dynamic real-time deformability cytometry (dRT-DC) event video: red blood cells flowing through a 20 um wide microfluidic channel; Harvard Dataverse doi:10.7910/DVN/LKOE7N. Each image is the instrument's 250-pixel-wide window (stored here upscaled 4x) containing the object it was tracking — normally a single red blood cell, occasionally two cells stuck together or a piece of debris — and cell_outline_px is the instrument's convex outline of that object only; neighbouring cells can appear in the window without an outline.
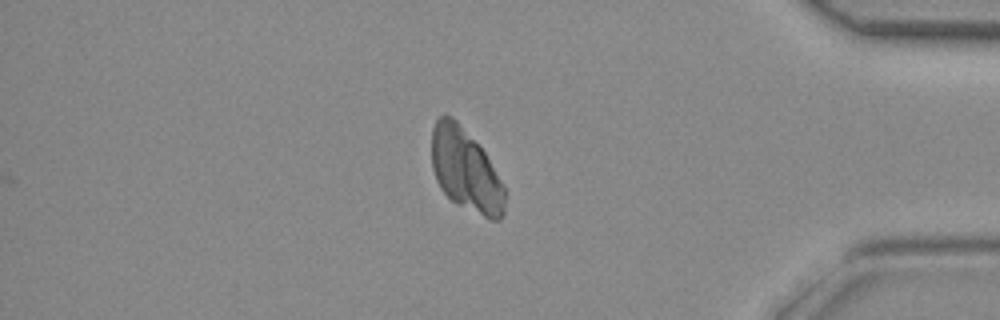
{"species": "common noctule bat (a hibernating species)", "species_latin": "Nyctalus noctula", "temperature_condition": "room temperature", "stored_images_in_passage": 40, "camera_frame_rate_fps": 3000, "um_per_image_px": 0.085, "animal": {"sex": "female", "body_mass_g": 29.2, "forearm_length_mm": 56.3}, "frame": {"image": 1, "passage_image": 34, "time_ms": 11.0, "image_size_px": [1000, 320], "cell_outline_px": [[504, 216], [500, 220], [492, 220], [456, 204], [440, 188], [436, 180], [432, 168], [432, 128], [436, 120], [444, 112], [452, 116], [456, 120], [484, 152], [504, 188]], "centroid_in_image_um": [39.55, 14.46], "position_along_channel_um": 395.7, "area_um2": 34.8}}
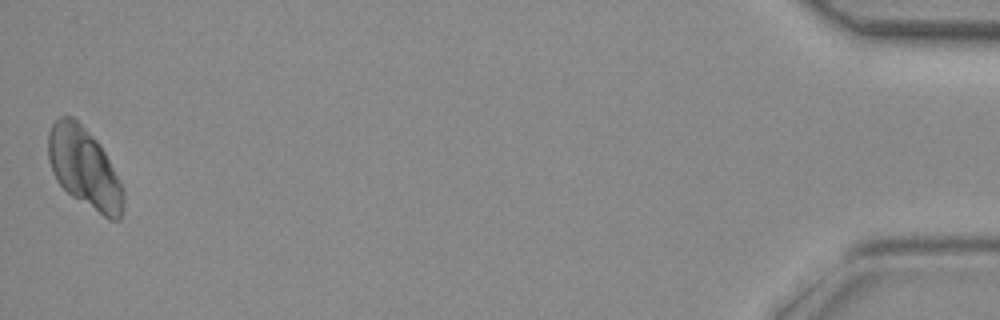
{"frame": {"image": 2, "passage_image": 40, "time_ms": 13.0, "image_size_px": [1000, 320], "cell_outline_px": [[124, 204], [120, 220], [108, 220], [72, 196], [56, 180], [52, 172], [48, 160], [48, 132], [52, 124], [60, 116], [72, 116], [100, 144], [124, 192]], "centroid_in_image_um": [7.15, 14.3], "position_along_channel_um": 428.1, "area_um2": 34.8}}